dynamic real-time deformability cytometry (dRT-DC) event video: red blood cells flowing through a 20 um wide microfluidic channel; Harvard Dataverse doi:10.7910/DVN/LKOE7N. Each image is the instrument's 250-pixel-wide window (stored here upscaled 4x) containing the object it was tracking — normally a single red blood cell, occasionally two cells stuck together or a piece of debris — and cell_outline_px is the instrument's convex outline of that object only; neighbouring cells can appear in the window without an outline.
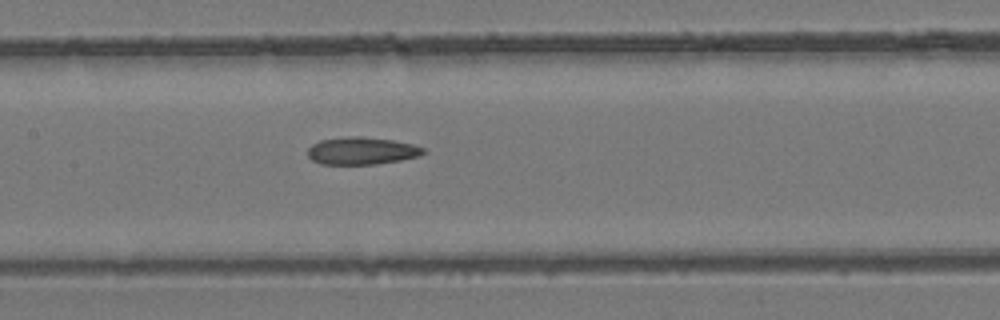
{"species": "common noctule bat (a hibernating species)", "species_latin": "Nyctalus noctula", "temperature_condition": "room temperature", "stored_images_in_passage": 4, "camera_frame_rate_fps": 3000, "um_per_image_px": 0.085, "animal": {"sex": "female", "body_mass_g": 24.6, "forearm_length_mm": 56.2}, "frame": {"image": 1, "passage_image": 4, "time_ms": 1.0, "image_size_px": [1000, 320], "cell_outline_px": [[424, 152], [420, 156], [400, 160], [372, 164], [320, 164], [312, 160], [308, 156], [308, 148], [312, 144], [320, 140], [348, 136], [360, 136], [392, 140], [412, 144], [424, 148]], "centroid_in_image_um": [30.71, 12.81], "position_along_channel_um": 176.7, "area_um2": 18.38}}